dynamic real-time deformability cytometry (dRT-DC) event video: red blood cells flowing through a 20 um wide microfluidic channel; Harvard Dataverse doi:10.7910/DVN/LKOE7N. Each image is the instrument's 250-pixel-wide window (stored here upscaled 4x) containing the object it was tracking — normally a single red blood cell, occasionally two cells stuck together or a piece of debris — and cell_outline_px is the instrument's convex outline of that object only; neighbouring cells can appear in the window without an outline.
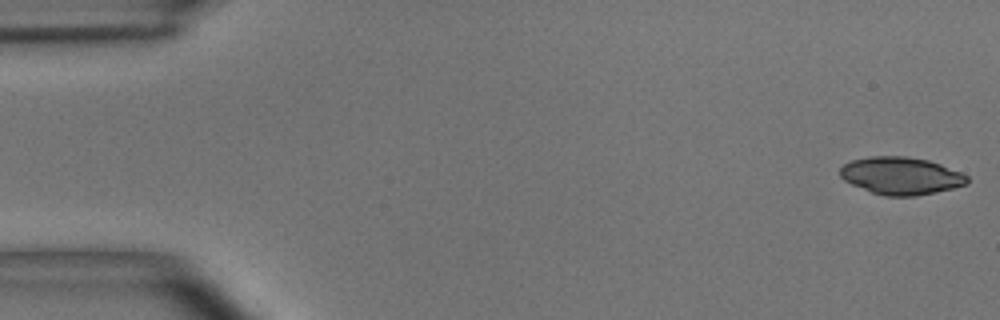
{"species": "common noctule bat (a hibernating species)", "species_latin": "Nyctalus noctula", "temperature_condition": "room temperature", "stored_images_in_passage": 12, "camera_frame_rate_fps": 3000, "um_per_image_px": 0.085, "animal": {"sex": "male", "body_mass_g": 15.6}, "frame": {"image": 1, "passage_image": 1, "time_ms": 0.0, "image_size_px": [1000, 320], "cell_outline_px": [[968, 184], [936, 192], [916, 196], [884, 196], [872, 192], [852, 184], [844, 180], [840, 176], [840, 168], [844, 164], [852, 160], [872, 156], [904, 156], [928, 160], [940, 164], [960, 172], [968, 176]], "centroid_in_image_um": [76.58, 14.94], "position_along_channel_um": 8.4, "area_um2": 27.63}}